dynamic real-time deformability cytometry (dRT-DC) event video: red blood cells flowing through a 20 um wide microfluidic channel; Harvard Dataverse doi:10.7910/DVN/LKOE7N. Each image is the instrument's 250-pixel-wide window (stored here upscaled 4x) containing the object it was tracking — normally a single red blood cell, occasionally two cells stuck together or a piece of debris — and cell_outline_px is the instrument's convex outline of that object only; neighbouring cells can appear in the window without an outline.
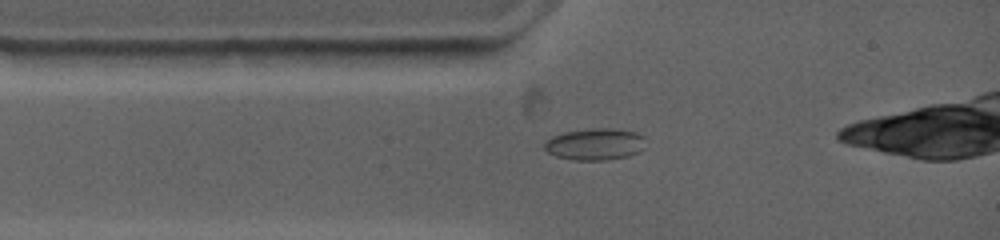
{"species": "common noctule bat (a hibernating species)", "species_latin": "Nyctalus noctula", "temperature_condition": "warm", "stored_images_in_passage": 20, "camera_frame_rate_fps": 4500, "um_per_image_px": 0.085, "animal": {"sex": "female", "body_mass_g": 19.0, "forearm_length_mm": 53.3}, "frame": {"image": 1, "passage_image": 1, "time_ms": 0.0, "image_size_px": [1000, 240], "cell_outline_px": [[644, 136], [636, 152], [628, 156], [604, 160], [572, 160], [556, 156], [548, 152], [544, 148], [544, 140], [552, 136], [564, 132], [592, 128], [612, 128], [636, 132]], "centroid_in_image_um": [50.48, 12.25], "position_along_channel_um": 34.5, "area_um2": 18.44}}
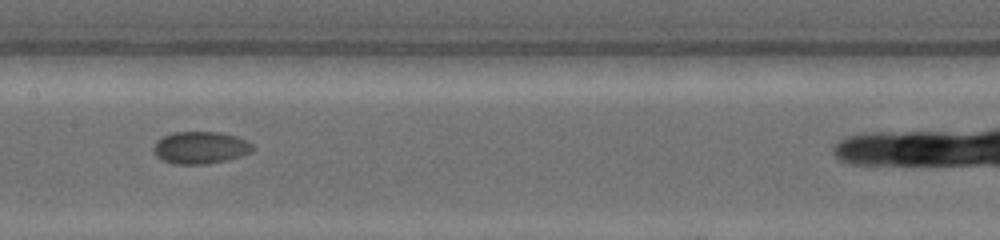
{"frame": {"image": 2, "passage_image": 8, "time_ms": 4.444, "image_size_px": [1000, 240], "cell_outline_px": [[252, 148], [248, 152], [224, 160], [204, 164], [176, 164], [164, 160], [156, 152], [156, 144], [164, 136], [176, 132], [220, 132], [236, 136], [252, 144]], "centroid_in_image_um": [17.05, 12.53], "position_along_channel_um": 190.3, "area_um2": 17.69}}
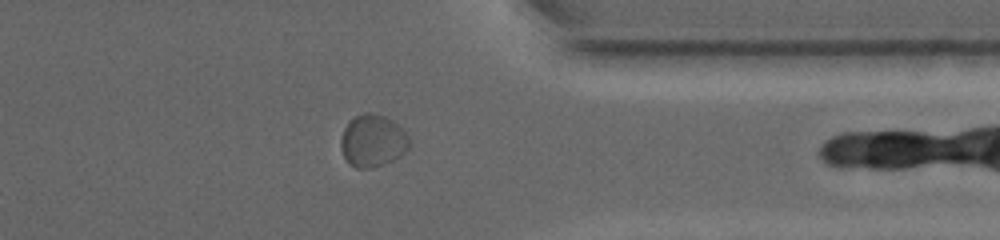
{"frame": {"image": 3, "passage_image": 17, "time_ms": 10.0, "image_size_px": [1000, 240], "cell_outline_px": [[408, 148], [392, 160], [368, 168], [356, 168], [344, 156], [340, 148], [340, 140], [344, 128], [356, 116], [364, 112], [368, 112], [384, 116], [392, 120], [408, 136]], "centroid_in_image_um": [31.64, 11.95], "position_along_channel_um": 379.8, "area_um2": 20.17}}